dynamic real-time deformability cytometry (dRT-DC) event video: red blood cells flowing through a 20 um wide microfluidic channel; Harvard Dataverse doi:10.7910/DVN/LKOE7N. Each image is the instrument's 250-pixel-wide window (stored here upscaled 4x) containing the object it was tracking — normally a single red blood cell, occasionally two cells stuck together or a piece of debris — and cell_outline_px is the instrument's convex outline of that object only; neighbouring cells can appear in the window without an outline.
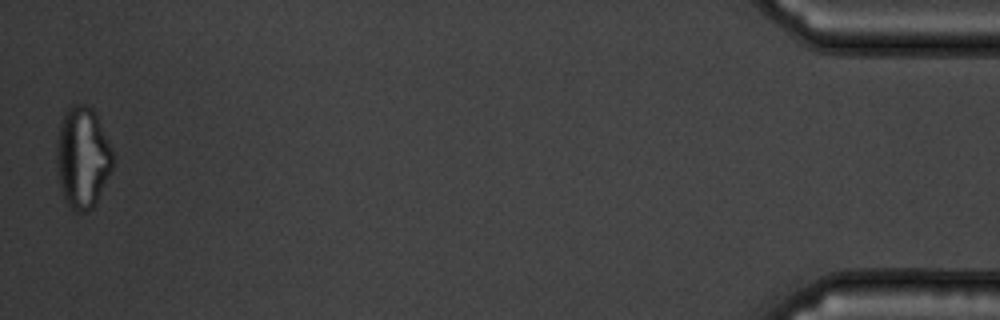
{"species": "common noctule bat (a hibernating species)", "species_latin": "Nyctalus noctula", "temperature_condition": "warm", "stored_images_in_passage": 55, "camera_frame_rate_fps": 3000, "um_per_image_px": 0.085, "animal": {"sex": "male", "body_mass_g": 19.5, "forearm_length_mm": 54.6}, "frame": {"image": 1, "passage_image": 55, "time_ms": 18.0, "image_size_px": [1000, 320], "cell_outline_px": [[112, 168], [96, 204], [88, 212], [76, 212], [68, 204], [64, 196], [60, 184], [56, 156], [56, 148], [60, 124], [68, 108], [72, 104], [88, 104], [92, 108], [108, 140], [112, 152]], "centroid_in_image_um": [7.02, 13.39], "position_along_channel_um": 428.2, "area_um2": 32.77}}